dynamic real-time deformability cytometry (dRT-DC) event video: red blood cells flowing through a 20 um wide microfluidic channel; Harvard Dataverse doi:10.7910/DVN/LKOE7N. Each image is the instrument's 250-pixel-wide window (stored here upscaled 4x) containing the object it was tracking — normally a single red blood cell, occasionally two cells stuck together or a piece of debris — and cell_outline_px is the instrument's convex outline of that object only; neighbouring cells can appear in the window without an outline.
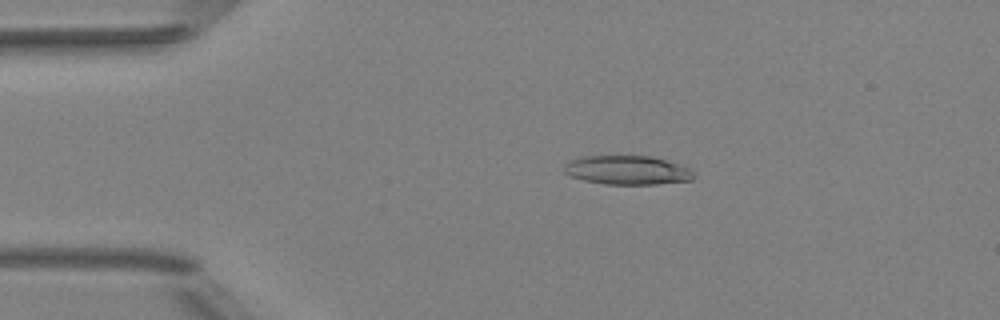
{"species": "Egyptian fruit bat (a non-hibernating species)", "species_latin": "Rousettus aegyptiacus", "temperature_condition": "room temperature", "stored_images_in_passage": 52, "camera_frame_rate_fps": 3000, "um_per_image_px": 0.085, "animal": {"sex": "female"}, "frame": {"image": 1, "passage_image": 11, "time_ms": 3.333, "image_size_px": [1000, 320], "cell_outline_px": [[696, 176], [692, 180], [656, 184], [604, 184], [584, 180], [572, 176], [564, 172], [564, 164], [568, 160], [580, 156], [652, 156], [680, 164], [692, 168]], "centroid_in_image_um": [53.35, 14.45], "position_along_channel_um": 31.7, "area_um2": 22.14}}
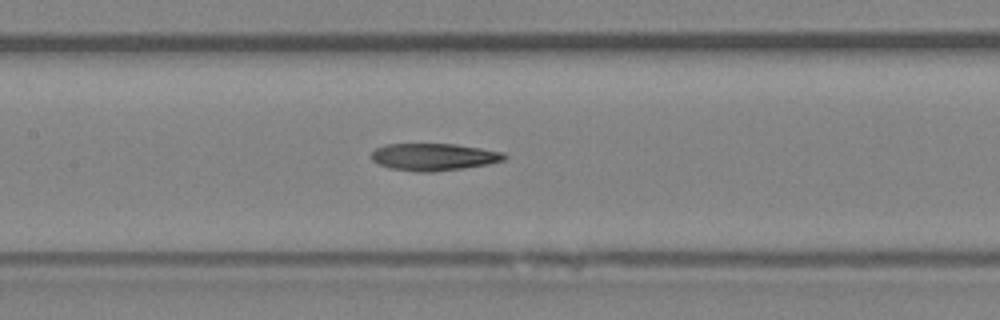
{"frame": {"image": 2, "passage_image": 25, "time_ms": 8.0, "image_size_px": [1000, 320], "cell_outline_px": [[508, 156], [504, 160], [488, 164], [464, 168], [432, 172], [416, 172], [388, 168], [372, 160], [372, 152], [376, 148], [384, 144], [456, 144], [504, 152]], "centroid_in_image_um": [36.88, 13.34], "position_along_channel_um": 170.5, "area_um2": 21.15}}
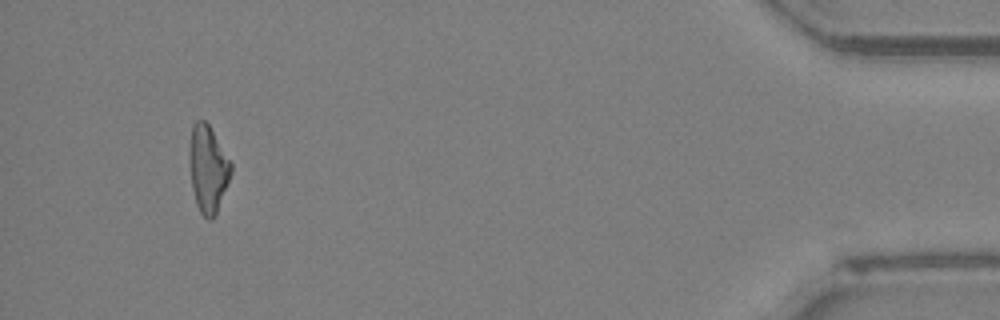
{"frame": {"image": 3, "passage_image": 49, "time_ms": 16.0, "image_size_px": [1000, 320], "cell_outline_px": [[232, 172], [216, 212], [212, 220], [208, 220], [200, 212], [196, 204], [192, 188], [188, 156], [188, 152], [192, 124], [196, 120], [204, 120], [208, 124], [232, 164]], "centroid_in_image_um": [17.65, 14.33], "position_along_channel_um": 417.6, "area_um2": 20.98}, "authors_computed_cell_mechanics": {"area_um2": 21.3571, "velocity_mm_per_s": 4.0191, "shape_relaxation_time_tau1_ms": null, "shape_relaxation_time_tau2_ms": 9.1835, "deformation_change_tau1": null, "deformation_change_tau2": 0.2533}}